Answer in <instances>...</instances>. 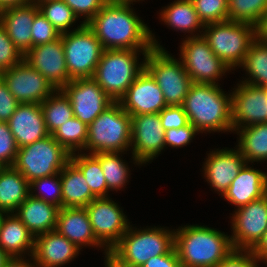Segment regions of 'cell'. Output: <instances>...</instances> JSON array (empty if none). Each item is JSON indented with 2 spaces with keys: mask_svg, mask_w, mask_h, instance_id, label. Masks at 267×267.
I'll return each instance as SVG.
<instances>
[{
  "mask_svg": "<svg viewBox=\"0 0 267 267\" xmlns=\"http://www.w3.org/2000/svg\"><path fill=\"white\" fill-rule=\"evenodd\" d=\"M134 3L107 2L87 23L106 49L151 50L165 48L136 14Z\"/></svg>",
  "mask_w": 267,
  "mask_h": 267,
  "instance_id": "cell-1",
  "label": "cell"
},
{
  "mask_svg": "<svg viewBox=\"0 0 267 267\" xmlns=\"http://www.w3.org/2000/svg\"><path fill=\"white\" fill-rule=\"evenodd\" d=\"M182 106L199 133H233L231 92L220 85L192 83Z\"/></svg>",
  "mask_w": 267,
  "mask_h": 267,
  "instance_id": "cell-2",
  "label": "cell"
},
{
  "mask_svg": "<svg viewBox=\"0 0 267 267\" xmlns=\"http://www.w3.org/2000/svg\"><path fill=\"white\" fill-rule=\"evenodd\" d=\"M174 247L184 267H216L234 249L230 235L198 224L174 229Z\"/></svg>",
  "mask_w": 267,
  "mask_h": 267,
  "instance_id": "cell-3",
  "label": "cell"
},
{
  "mask_svg": "<svg viewBox=\"0 0 267 267\" xmlns=\"http://www.w3.org/2000/svg\"><path fill=\"white\" fill-rule=\"evenodd\" d=\"M132 224L109 253L119 262L141 267L152 257L165 255L174 248V229L161 226L138 228Z\"/></svg>",
  "mask_w": 267,
  "mask_h": 267,
  "instance_id": "cell-4",
  "label": "cell"
},
{
  "mask_svg": "<svg viewBox=\"0 0 267 267\" xmlns=\"http://www.w3.org/2000/svg\"><path fill=\"white\" fill-rule=\"evenodd\" d=\"M148 52L149 50L106 49L92 78L113 101H119L145 69ZM140 53L143 56L141 62Z\"/></svg>",
  "mask_w": 267,
  "mask_h": 267,
  "instance_id": "cell-5",
  "label": "cell"
},
{
  "mask_svg": "<svg viewBox=\"0 0 267 267\" xmlns=\"http://www.w3.org/2000/svg\"><path fill=\"white\" fill-rule=\"evenodd\" d=\"M131 149V116L114 101L91 124L84 153H126Z\"/></svg>",
  "mask_w": 267,
  "mask_h": 267,
  "instance_id": "cell-6",
  "label": "cell"
},
{
  "mask_svg": "<svg viewBox=\"0 0 267 267\" xmlns=\"http://www.w3.org/2000/svg\"><path fill=\"white\" fill-rule=\"evenodd\" d=\"M202 35L213 53L233 71L241 66L256 39V27L249 23L226 20L204 25Z\"/></svg>",
  "mask_w": 267,
  "mask_h": 267,
  "instance_id": "cell-7",
  "label": "cell"
},
{
  "mask_svg": "<svg viewBox=\"0 0 267 267\" xmlns=\"http://www.w3.org/2000/svg\"><path fill=\"white\" fill-rule=\"evenodd\" d=\"M145 69L161 88L167 106L183 105L192 80L179 57L153 47L145 57Z\"/></svg>",
  "mask_w": 267,
  "mask_h": 267,
  "instance_id": "cell-8",
  "label": "cell"
},
{
  "mask_svg": "<svg viewBox=\"0 0 267 267\" xmlns=\"http://www.w3.org/2000/svg\"><path fill=\"white\" fill-rule=\"evenodd\" d=\"M69 152L55 141L52 135L38 140L30 145L18 148L13 163L27 180L48 177L60 173L70 161Z\"/></svg>",
  "mask_w": 267,
  "mask_h": 267,
  "instance_id": "cell-9",
  "label": "cell"
},
{
  "mask_svg": "<svg viewBox=\"0 0 267 267\" xmlns=\"http://www.w3.org/2000/svg\"><path fill=\"white\" fill-rule=\"evenodd\" d=\"M73 29L61 34L69 79L92 78L104 49L87 24Z\"/></svg>",
  "mask_w": 267,
  "mask_h": 267,
  "instance_id": "cell-10",
  "label": "cell"
},
{
  "mask_svg": "<svg viewBox=\"0 0 267 267\" xmlns=\"http://www.w3.org/2000/svg\"><path fill=\"white\" fill-rule=\"evenodd\" d=\"M184 38L179 46V57L192 83L220 85L219 81L231 69L213 53L203 35Z\"/></svg>",
  "mask_w": 267,
  "mask_h": 267,
  "instance_id": "cell-11",
  "label": "cell"
},
{
  "mask_svg": "<svg viewBox=\"0 0 267 267\" xmlns=\"http://www.w3.org/2000/svg\"><path fill=\"white\" fill-rule=\"evenodd\" d=\"M85 208L96 239L110 251L131 225L124 209L111 197L95 198Z\"/></svg>",
  "mask_w": 267,
  "mask_h": 267,
  "instance_id": "cell-12",
  "label": "cell"
},
{
  "mask_svg": "<svg viewBox=\"0 0 267 267\" xmlns=\"http://www.w3.org/2000/svg\"><path fill=\"white\" fill-rule=\"evenodd\" d=\"M165 130L159 113L131 116V158L136 166L153 162L165 151ZM141 165V166H140Z\"/></svg>",
  "mask_w": 267,
  "mask_h": 267,
  "instance_id": "cell-13",
  "label": "cell"
},
{
  "mask_svg": "<svg viewBox=\"0 0 267 267\" xmlns=\"http://www.w3.org/2000/svg\"><path fill=\"white\" fill-rule=\"evenodd\" d=\"M231 215L234 249L252 250L267 230V195L235 209Z\"/></svg>",
  "mask_w": 267,
  "mask_h": 267,
  "instance_id": "cell-14",
  "label": "cell"
},
{
  "mask_svg": "<svg viewBox=\"0 0 267 267\" xmlns=\"http://www.w3.org/2000/svg\"><path fill=\"white\" fill-rule=\"evenodd\" d=\"M0 77L20 104H41L56 90L25 60L1 71Z\"/></svg>",
  "mask_w": 267,
  "mask_h": 267,
  "instance_id": "cell-15",
  "label": "cell"
},
{
  "mask_svg": "<svg viewBox=\"0 0 267 267\" xmlns=\"http://www.w3.org/2000/svg\"><path fill=\"white\" fill-rule=\"evenodd\" d=\"M61 90L70 100L74 117L87 125L114 102L93 78L72 79Z\"/></svg>",
  "mask_w": 267,
  "mask_h": 267,
  "instance_id": "cell-16",
  "label": "cell"
},
{
  "mask_svg": "<svg viewBox=\"0 0 267 267\" xmlns=\"http://www.w3.org/2000/svg\"><path fill=\"white\" fill-rule=\"evenodd\" d=\"M235 87L231 90L233 133L243 127L267 123L265 88L240 81Z\"/></svg>",
  "mask_w": 267,
  "mask_h": 267,
  "instance_id": "cell-17",
  "label": "cell"
},
{
  "mask_svg": "<svg viewBox=\"0 0 267 267\" xmlns=\"http://www.w3.org/2000/svg\"><path fill=\"white\" fill-rule=\"evenodd\" d=\"M24 60L41 73L55 89H62L69 81L62 36L46 44L32 47Z\"/></svg>",
  "mask_w": 267,
  "mask_h": 267,
  "instance_id": "cell-18",
  "label": "cell"
},
{
  "mask_svg": "<svg viewBox=\"0 0 267 267\" xmlns=\"http://www.w3.org/2000/svg\"><path fill=\"white\" fill-rule=\"evenodd\" d=\"M206 156L202 172L214 192L222 196L247 163L238 148L212 149Z\"/></svg>",
  "mask_w": 267,
  "mask_h": 267,
  "instance_id": "cell-19",
  "label": "cell"
},
{
  "mask_svg": "<svg viewBox=\"0 0 267 267\" xmlns=\"http://www.w3.org/2000/svg\"><path fill=\"white\" fill-rule=\"evenodd\" d=\"M118 102L130 116L159 113L167 106L161 88L146 69Z\"/></svg>",
  "mask_w": 267,
  "mask_h": 267,
  "instance_id": "cell-20",
  "label": "cell"
},
{
  "mask_svg": "<svg viewBox=\"0 0 267 267\" xmlns=\"http://www.w3.org/2000/svg\"><path fill=\"white\" fill-rule=\"evenodd\" d=\"M81 251L55 229L35 237L32 256L38 267H63L74 261Z\"/></svg>",
  "mask_w": 267,
  "mask_h": 267,
  "instance_id": "cell-21",
  "label": "cell"
},
{
  "mask_svg": "<svg viewBox=\"0 0 267 267\" xmlns=\"http://www.w3.org/2000/svg\"><path fill=\"white\" fill-rule=\"evenodd\" d=\"M56 230L80 249L83 247L103 249L104 255L109 252L96 239L85 207L60 208L57 215Z\"/></svg>",
  "mask_w": 267,
  "mask_h": 267,
  "instance_id": "cell-22",
  "label": "cell"
},
{
  "mask_svg": "<svg viewBox=\"0 0 267 267\" xmlns=\"http://www.w3.org/2000/svg\"><path fill=\"white\" fill-rule=\"evenodd\" d=\"M7 123L18 148L50 135L40 104H19Z\"/></svg>",
  "mask_w": 267,
  "mask_h": 267,
  "instance_id": "cell-23",
  "label": "cell"
},
{
  "mask_svg": "<svg viewBox=\"0 0 267 267\" xmlns=\"http://www.w3.org/2000/svg\"><path fill=\"white\" fill-rule=\"evenodd\" d=\"M267 173L246 163L221 196L234 210L266 195Z\"/></svg>",
  "mask_w": 267,
  "mask_h": 267,
  "instance_id": "cell-24",
  "label": "cell"
},
{
  "mask_svg": "<svg viewBox=\"0 0 267 267\" xmlns=\"http://www.w3.org/2000/svg\"><path fill=\"white\" fill-rule=\"evenodd\" d=\"M38 12L39 8L31 2L0 12V24L23 55L32 48L31 27Z\"/></svg>",
  "mask_w": 267,
  "mask_h": 267,
  "instance_id": "cell-25",
  "label": "cell"
},
{
  "mask_svg": "<svg viewBox=\"0 0 267 267\" xmlns=\"http://www.w3.org/2000/svg\"><path fill=\"white\" fill-rule=\"evenodd\" d=\"M59 209L54 204L29 195L18 207L15 214L36 237L56 229Z\"/></svg>",
  "mask_w": 267,
  "mask_h": 267,
  "instance_id": "cell-26",
  "label": "cell"
},
{
  "mask_svg": "<svg viewBox=\"0 0 267 267\" xmlns=\"http://www.w3.org/2000/svg\"><path fill=\"white\" fill-rule=\"evenodd\" d=\"M35 236L15 213H6L0 227V247L10 257L32 256ZM26 254V255H25Z\"/></svg>",
  "mask_w": 267,
  "mask_h": 267,
  "instance_id": "cell-27",
  "label": "cell"
},
{
  "mask_svg": "<svg viewBox=\"0 0 267 267\" xmlns=\"http://www.w3.org/2000/svg\"><path fill=\"white\" fill-rule=\"evenodd\" d=\"M159 12L160 21L175 31L190 33L185 37H197L203 34L204 25L199 20L191 0H174Z\"/></svg>",
  "mask_w": 267,
  "mask_h": 267,
  "instance_id": "cell-28",
  "label": "cell"
},
{
  "mask_svg": "<svg viewBox=\"0 0 267 267\" xmlns=\"http://www.w3.org/2000/svg\"><path fill=\"white\" fill-rule=\"evenodd\" d=\"M62 207H86L97 198L90 190L81 170L70 160L60 171Z\"/></svg>",
  "mask_w": 267,
  "mask_h": 267,
  "instance_id": "cell-29",
  "label": "cell"
},
{
  "mask_svg": "<svg viewBox=\"0 0 267 267\" xmlns=\"http://www.w3.org/2000/svg\"><path fill=\"white\" fill-rule=\"evenodd\" d=\"M29 195V182L17 169L0 168V210L15 213Z\"/></svg>",
  "mask_w": 267,
  "mask_h": 267,
  "instance_id": "cell-30",
  "label": "cell"
},
{
  "mask_svg": "<svg viewBox=\"0 0 267 267\" xmlns=\"http://www.w3.org/2000/svg\"><path fill=\"white\" fill-rule=\"evenodd\" d=\"M234 133L239 136L236 147L248 164L267 160V123L243 127Z\"/></svg>",
  "mask_w": 267,
  "mask_h": 267,
  "instance_id": "cell-31",
  "label": "cell"
},
{
  "mask_svg": "<svg viewBox=\"0 0 267 267\" xmlns=\"http://www.w3.org/2000/svg\"><path fill=\"white\" fill-rule=\"evenodd\" d=\"M70 160L81 170L91 192L97 197H110L106 185L102 167L100 164V153L89 154L78 152L71 154Z\"/></svg>",
  "mask_w": 267,
  "mask_h": 267,
  "instance_id": "cell-32",
  "label": "cell"
},
{
  "mask_svg": "<svg viewBox=\"0 0 267 267\" xmlns=\"http://www.w3.org/2000/svg\"><path fill=\"white\" fill-rule=\"evenodd\" d=\"M239 68L248 75V78L242 77L241 82L262 87L267 85V44L256 38Z\"/></svg>",
  "mask_w": 267,
  "mask_h": 267,
  "instance_id": "cell-33",
  "label": "cell"
},
{
  "mask_svg": "<svg viewBox=\"0 0 267 267\" xmlns=\"http://www.w3.org/2000/svg\"><path fill=\"white\" fill-rule=\"evenodd\" d=\"M40 106L50 135L74 117L70 100L61 89H56Z\"/></svg>",
  "mask_w": 267,
  "mask_h": 267,
  "instance_id": "cell-34",
  "label": "cell"
},
{
  "mask_svg": "<svg viewBox=\"0 0 267 267\" xmlns=\"http://www.w3.org/2000/svg\"><path fill=\"white\" fill-rule=\"evenodd\" d=\"M124 154L122 152H101L100 164L104 177L106 179L107 188L110 191H120L126 187V183L130 179V167L127 161L121 158ZM121 155V156H120Z\"/></svg>",
  "mask_w": 267,
  "mask_h": 267,
  "instance_id": "cell-35",
  "label": "cell"
},
{
  "mask_svg": "<svg viewBox=\"0 0 267 267\" xmlns=\"http://www.w3.org/2000/svg\"><path fill=\"white\" fill-rule=\"evenodd\" d=\"M51 135L70 155L76 152H84L88 136V125L73 117Z\"/></svg>",
  "mask_w": 267,
  "mask_h": 267,
  "instance_id": "cell-36",
  "label": "cell"
},
{
  "mask_svg": "<svg viewBox=\"0 0 267 267\" xmlns=\"http://www.w3.org/2000/svg\"><path fill=\"white\" fill-rule=\"evenodd\" d=\"M267 11V0H228V20L256 26Z\"/></svg>",
  "mask_w": 267,
  "mask_h": 267,
  "instance_id": "cell-37",
  "label": "cell"
},
{
  "mask_svg": "<svg viewBox=\"0 0 267 267\" xmlns=\"http://www.w3.org/2000/svg\"><path fill=\"white\" fill-rule=\"evenodd\" d=\"M39 11L61 34L72 31L70 28L79 20L63 0L45 3Z\"/></svg>",
  "mask_w": 267,
  "mask_h": 267,
  "instance_id": "cell-38",
  "label": "cell"
},
{
  "mask_svg": "<svg viewBox=\"0 0 267 267\" xmlns=\"http://www.w3.org/2000/svg\"><path fill=\"white\" fill-rule=\"evenodd\" d=\"M29 191L32 197L62 208V184L60 173L33 180L29 183Z\"/></svg>",
  "mask_w": 267,
  "mask_h": 267,
  "instance_id": "cell-39",
  "label": "cell"
},
{
  "mask_svg": "<svg viewBox=\"0 0 267 267\" xmlns=\"http://www.w3.org/2000/svg\"><path fill=\"white\" fill-rule=\"evenodd\" d=\"M203 25L228 20V0H191Z\"/></svg>",
  "mask_w": 267,
  "mask_h": 267,
  "instance_id": "cell-40",
  "label": "cell"
},
{
  "mask_svg": "<svg viewBox=\"0 0 267 267\" xmlns=\"http://www.w3.org/2000/svg\"><path fill=\"white\" fill-rule=\"evenodd\" d=\"M31 29L32 47L54 41L61 36L40 11L35 15Z\"/></svg>",
  "mask_w": 267,
  "mask_h": 267,
  "instance_id": "cell-41",
  "label": "cell"
},
{
  "mask_svg": "<svg viewBox=\"0 0 267 267\" xmlns=\"http://www.w3.org/2000/svg\"><path fill=\"white\" fill-rule=\"evenodd\" d=\"M24 60V55L9 38L5 28L0 24V72L9 69Z\"/></svg>",
  "mask_w": 267,
  "mask_h": 267,
  "instance_id": "cell-42",
  "label": "cell"
},
{
  "mask_svg": "<svg viewBox=\"0 0 267 267\" xmlns=\"http://www.w3.org/2000/svg\"><path fill=\"white\" fill-rule=\"evenodd\" d=\"M18 147L16 145L14 136L12 135L7 122L0 123V165L12 166Z\"/></svg>",
  "mask_w": 267,
  "mask_h": 267,
  "instance_id": "cell-43",
  "label": "cell"
},
{
  "mask_svg": "<svg viewBox=\"0 0 267 267\" xmlns=\"http://www.w3.org/2000/svg\"><path fill=\"white\" fill-rule=\"evenodd\" d=\"M82 24H87L107 3L106 0H63Z\"/></svg>",
  "mask_w": 267,
  "mask_h": 267,
  "instance_id": "cell-44",
  "label": "cell"
},
{
  "mask_svg": "<svg viewBox=\"0 0 267 267\" xmlns=\"http://www.w3.org/2000/svg\"><path fill=\"white\" fill-rule=\"evenodd\" d=\"M196 134H199V132L191 123L178 129H168L165 131L164 136L165 149L168 147L177 149L187 146L192 142Z\"/></svg>",
  "mask_w": 267,
  "mask_h": 267,
  "instance_id": "cell-45",
  "label": "cell"
},
{
  "mask_svg": "<svg viewBox=\"0 0 267 267\" xmlns=\"http://www.w3.org/2000/svg\"><path fill=\"white\" fill-rule=\"evenodd\" d=\"M162 127L164 130L178 129L187 125L188 118L183 106H166L159 112Z\"/></svg>",
  "mask_w": 267,
  "mask_h": 267,
  "instance_id": "cell-46",
  "label": "cell"
},
{
  "mask_svg": "<svg viewBox=\"0 0 267 267\" xmlns=\"http://www.w3.org/2000/svg\"><path fill=\"white\" fill-rule=\"evenodd\" d=\"M259 263L251 250L233 249L216 267H259Z\"/></svg>",
  "mask_w": 267,
  "mask_h": 267,
  "instance_id": "cell-47",
  "label": "cell"
},
{
  "mask_svg": "<svg viewBox=\"0 0 267 267\" xmlns=\"http://www.w3.org/2000/svg\"><path fill=\"white\" fill-rule=\"evenodd\" d=\"M19 104L0 77V123L7 122L15 113Z\"/></svg>",
  "mask_w": 267,
  "mask_h": 267,
  "instance_id": "cell-48",
  "label": "cell"
},
{
  "mask_svg": "<svg viewBox=\"0 0 267 267\" xmlns=\"http://www.w3.org/2000/svg\"><path fill=\"white\" fill-rule=\"evenodd\" d=\"M181 263L175 247L165 255H159L147 260L141 267H180Z\"/></svg>",
  "mask_w": 267,
  "mask_h": 267,
  "instance_id": "cell-49",
  "label": "cell"
},
{
  "mask_svg": "<svg viewBox=\"0 0 267 267\" xmlns=\"http://www.w3.org/2000/svg\"><path fill=\"white\" fill-rule=\"evenodd\" d=\"M24 256V257H10L4 267H38L34 261L33 256Z\"/></svg>",
  "mask_w": 267,
  "mask_h": 267,
  "instance_id": "cell-50",
  "label": "cell"
},
{
  "mask_svg": "<svg viewBox=\"0 0 267 267\" xmlns=\"http://www.w3.org/2000/svg\"><path fill=\"white\" fill-rule=\"evenodd\" d=\"M251 253L262 263L267 259V230Z\"/></svg>",
  "mask_w": 267,
  "mask_h": 267,
  "instance_id": "cell-51",
  "label": "cell"
},
{
  "mask_svg": "<svg viewBox=\"0 0 267 267\" xmlns=\"http://www.w3.org/2000/svg\"><path fill=\"white\" fill-rule=\"evenodd\" d=\"M256 27V38L267 44V11L262 15Z\"/></svg>",
  "mask_w": 267,
  "mask_h": 267,
  "instance_id": "cell-52",
  "label": "cell"
},
{
  "mask_svg": "<svg viewBox=\"0 0 267 267\" xmlns=\"http://www.w3.org/2000/svg\"><path fill=\"white\" fill-rule=\"evenodd\" d=\"M30 0H0V12L7 8L16 7L19 5L27 4Z\"/></svg>",
  "mask_w": 267,
  "mask_h": 267,
  "instance_id": "cell-53",
  "label": "cell"
},
{
  "mask_svg": "<svg viewBox=\"0 0 267 267\" xmlns=\"http://www.w3.org/2000/svg\"><path fill=\"white\" fill-rule=\"evenodd\" d=\"M105 267H131L117 261L109 252L104 256Z\"/></svg>",
  "mask_w": 267,
  "mask_h": 267,
  "instance_id": "cell-54",
  "label": "cell"
},
{
  "mask_svg": "<svg viewBox=\"0 0 267 267\" xmlns=\"http://www.w3.org/2000/svg\"><path fill=\"white\" fill-rule=\"evenodd\" d=\"M10 256L0 247V267H4Z\"/></svg>",
  "mask_w": 267,
  "mask_h": 267,
  "instance_id": "cell-55",
  "label": "cell"
},
{
  "mask_svg": "<svg viewBox=\"0 0 267 267\" xmlns=\"http://www.w3.org/2000/svg\"><path fill=\"white\" fill-rule=\"evenodd\" d=\"M55 0H30L32 4H34L37 8L44 5L45 3H49Z\"/></svg>",
  "mask_w": 267,
  "mask_h": 267,
  "instance_id": "cell-56",
  "label": "cell"
},
{
  "mask_svg": "<svg viewBox=\"0 0 267 267\" xmlns=\"http://www.w3.org/2000/svg\"><path fill=\"white\" fill-rule=\"evenodd\" d=\"M106 1L107 2H131V3L135 2L136 4V2L140 3V1H144V0H106Z\"/></svg>",
  "mask_w": 267,
  "mask_h": 267,
  "instance_id": "cell-57",
  "label": "cell"
},
{
  "mask_svg": "<svg viewBox=\"0 0 267 267\" xmlns=\"http://www.w3.org/2000/svg\"><path fill=\"white\" fill-rule=\"evenodd\" d=\"M5 214H6L5 212H3L2 210H0V227H1V223L3 221V218H4Z\"/></svg>",
  "mask_w": 267,
  "mask_h": 267,
  "instance_id": "cell-58",
  "label": "cell"
},
{
  "mask_svg": "<svg viewBox=\"0 0 267 267\" xmlns=\"http://www.w3.org/2000/svg\"><path fill=\"white\" fill-rule=\"evenodd\" d=\"M263 264H265V266H267V259L263 262Z\"/></svg>",
  "mask_w": 267,
  "mask_h": 267,
  "instance_id": "cell-59",
  "label": "cell"
},
{
  "mask_svg": "<svg viewBox=\"0 0 267 267\" xmlns=\"http://www.w3.org/2000/svg\"><path fill=\"white\" fill-rule=\"evenodd\" d=\"M264 88H265V91H266V93H267V85H265Z\"/></svg>",
  "mask_w": 267,
  "mask_h": 267,
  "instance_id": "cell-60",
  "label": "cell"
}]
</instances>
